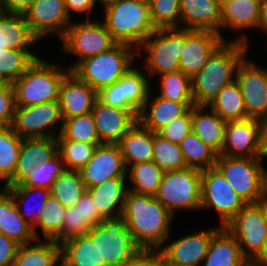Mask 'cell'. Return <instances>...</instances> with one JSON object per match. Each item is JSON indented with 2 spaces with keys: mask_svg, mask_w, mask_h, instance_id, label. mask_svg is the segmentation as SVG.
<instances>
[{
  "mask_svg": "<svg viewBox=\"0 0 267 266\" xmlns=\"http://www.w3.org/2000/svg\"><path fill=\"white\" fill-rule=\"evenodd\" d=\"M122 216L135 243L144 250H158L167 243L174 215L154 196L128 191Z\"/></svg>",
  "mask_w": 267,
  "mask_h": 266,
  "instance_id": "obj_1",
  "label": "cell"
},
{
  "mask_svg": "<svg viewBox=\"0 0 267 266\" xmlns=\"http://www.w3.org/2000/svg\"><path fill=\"white\" fill-rule=\"evenodd\" d=\"M248 40L242 32L241 36L224 41L191 77L194 105L209 106L224 86L235 81L237 68L248 55Z\"/></svg>",
  "mask_w": 267,
  "mask_h": 266,
  "instance_id": "obj_2",
  "label": "cell"
},
{
  "mask_svg": "<svg viewBox=\"0 0 267 266\" xmlns=\"http://www.w3.org/2000/svg\"><path fill=\"white\" fill-rule=\"evenodd\" d=\"M103 12V22L117 44H126L138 50L156 30L148 5L133 0H118Z\"/></svg>",
  "mask_w": 267,
  "mask_h": 266,
  "instance_id": "obj_3",
  "label": "cell"
},
{
  "mask_svg": "<svg viewBox=\"0 0 267 266\" xmlns=\"http://www.w3.org/2000/svg\"><path fill=\"white\" fill-rule=\"evenodd\" d=\"M61 65L44 59L34 63L12 86L16 106H34L43 102L58 101L59 88L64 77L70 72Z\"/></svg>",
  "mask_w": 267,
  "mask_h": 266,
  "instance_id": "obj_4",
  "label": "cell"
},
{
  "mask_svg": "<svg viewBox=\"0 0 267 266\" xmlns=\"http://www.w3.org/2000/svg\"><path fill=\"white\" fill-rule=\"evenodd\" d=\"M135 56H138L135 48L116 44L109 51L82 60L71 72L95 91H99L116 82L132 68Z\"/></svg>",
  "mask_w": 267,
  "mask_h": 266,
  "instance_id": "obj_5",
  "label": "cell"
},
{
  "mask_svg": "<svg viewBox=\"0 0 267 266\" xmlns=\"http://www.w3.org/2000/svg\"><path fill=\"white\" fill-rule=\"evenodd\" d=\"M183 46H186V28L156 29L137 50L138 58L141 52L147 53L141 67L149 78L178 71Z\"/></svg>",
  "mask_w": 267,
  "mask_h": 266,
  "instance_id": "obj_6",
  "label": "cell"
},
{
  "mask_svg": "<svg viewBox=\"0 0 267 266\" xmlns=\"http://www.w3.org/2000/svg\"><path fill=\"white\" fill-rule=\"evenodd\" d=\"M266 157L240 158L218 155L215 167L235 192L248 203H259L267 188Z\"/></svg>",
  "mask_w": 267,
  "mask_h": 266,
  "instance_id": "obj_7",
  "label": "cell"
},
{
  "mask_svg": "<svg viewBox=\"0 0 267 266\" xmlns=\"http://www.w3.org/2000/svg\"><path fill=\"white\" fill-rule=\"evenodd\" d=\"M87 234L97 243L98 263L105 266H123L141 250L122 215L105 218Z\"/></svg>",
  "mask_w": 267,
  "mask_h": 266,
  "instance_id": "obj_8",
  "label": "cell"
},
{
  "mask_svg": "<svg viewBox=\"0 0 267 266\" xmlns=\"http://www.w3.org/2000/svg\"><path fill=\"white\" fill-rule=\"evenodd\" d=\"M201 172L189 167L165 172L154 198L174 216L181 209L200 210Z\"/></svg>",
  "mask_w": 267,
  "mask_h": 266,
  "instance_id": "obj_9",
  "label": "cell"
},
{
  "mask_svg": "<svg viewBox=\"0 0 267 266\" xmlns=\"http://www.w3.org/2000/svg\"><path fill=\"white\" fill-rule=\"evenodd\" d=\"M89 17L90 15L86 21L80 23L72 22L60 39L62 50L66 54L78 57L71 66L67 67L70 71L82 60L109 51L117 44L102 20L92 21Z\"/></svg>",
  "mask_w": 267,
  "mask_h": 266,
  "instance_id": "obj_10",
  "label": "cell"
},
{
  "mask_svg": "<svg viewBox=\"0 0 267 266\" xmlns=\"http://www.w3.org/2000/svg\"><path fill=\"white\" fill-rule=\"evenodd\" d=\"M62 124L59 101H50L34 106H16L11 127L22 139L56 138ZM58 125H61L60 130H56Z\"/></svg>",
  "mask_w": 267,
  "mask_h": 266,
  "instance_id": "obj_11",
  "label": "cell"
},
{
  "mask_svg": "<svg viewBox=\"0 0 267 266\" xmlns=\"http://www.w3.org/2000/svg\"><path fill=\"white\" fill-rule=\"evenodd\" d=\"M225 228L236 238L243 255L251 261L267 239V213L263 204H246Z\"/></svg>",
  "mask_w": 267,
  "mask_h": 266,
  "instance_id": "obj_12",
  "label": "cell"
},
{
  "mask_svg": "<svg viewBox=\"0 0 267 266\" xmlns=\"http://www.w3.org/2000/svg\"><path fill=\"white\" fill-rule=\"evenodd\" d=\"M246 204L216 167L201 172L200 209H216L219 226L225 227Z\"/></svg>",
  "mask_w": 267,
  "mask_h": 266,
  "instance_id": "obj_13",
  "label": "cell"
},
{
  "mask_svg": "<svg viewBox=\"0 0 267 266\" xmlns=\"http://www.w3.org/2000/svg\"><path fill=\"white\" fill-rule=\"evenodd\" d=\"M220 155L240 158L266 157V124L248 118L227 121Z\"/></svg>",
  "mask_w": 267,
  "mask_h": 266,
  "instance_id": "obj_14",
  "label": "cell"
},
{
  "mask_svg": "<svg viewBox=\"0 0 267 266\" xmlns=\"http://www.w3.org/2000/svg\"><path fill=\"white\" fill-rule=\"evenodd\" d=\"M245 57L236 71L248 119L267 124V68Z\"/></svg>",
  "mask_w": 267,
  "mask_h": 266,
  "instance_id": "obj_15",
  "label": "cell"
},
{
  "mask_svg": "<svg viewBox=\"0 0 267 266\" xmlns=\"http://www.w3.org/2000/svg\"><path fill=\"white\" fill-rule=\"evenodd\" d=\"M221 226L192 232L189 235L172 240L158 250L166 266H200L208 253L214 234Z\"/></svg>",
  "mask_w": 267,
  "mask_h": 266,
  "instance_id": "obj_16",
  "label": "cell"
},
{
  "mask_svg": "<svg viewBox=\"0 0 267 266\" xmlns=\"http://www.w3.org/2000/svg\"><path fill=\"white\" fill-rule=\"evenodd\" d=\"M23 15L39 40L55 33L61 39L72 23L64 0H34Z\"/></svg>",
  "mask_w": 267,
  "mask_h": 266,
  "instance_id": "obj_17",
  "label": "cell"
},
{
  "mask_svg": "<svg viewBox=\"0 0 267 266\" xmlns=\"http://www.w3.org/2000/svg\"><path fill=\"white\" fill-rule=\"evenodd\" d=\"M79 172L86 189L110 178L127 177V168L118 144L109 143L98 145L88 164Z\"/></svg>",
  "mask_w": 267,
  "mask_h": 266,
  "instance_id": "obj_18",
  "label": "cell"
},
{
  "mask_svg": "<svg viewBox=\"0 0 267 266\" xmlns=\"http://www.w3.org/2000/svg\"><path fill=\"white\" fill-rule=\"evenodd\" d=\"M224 41L220 34L212 31L186 29V46L179 59V69L189 77L194 76Z\"/></svg>",
  "mask_w": 267,
  "mask_h": 266,
  "instance_id": "obj_19",
  "label": "cell"
},
{
  "mask_svg": "<svg viewBox=\"0 0 267 266\" xmlns=\"http://www.w3.org/2000/svg\"><path fill=\"white\" fill-rule=\"evenodd\" d=\"M91 113L101 143L117 144L138 122V115L133 110L108 106L98 99Z\"/></svg>",
  "mask_w": 267,
  "mask_h": 266,
  "instance_id": "obj_20",
  "label": "cell"
},
{
  "mask_svg": "<svg viewBox=\"0 0 267 266\" xmlns=\"http://www.w3.org/2000/svg\"><path fill=\"white\" fill-rule=\"evenodd\" d=\"M58 155L56 138L23 139L14 175L3 187H17L23 185L30 178V168L40 162H49Z\"/></svg>",
  "mask_w": 267,
  "mask_h": 266,
  "instance_id": "obj_21",
  "label": "cell"
},
{
  "mask_svg": "<svg viewBox=\"0 0 267 266\" xmlns=\"http://www.w3.org/2000/svg\"><path fill=\"white\" fill-rule=\"evenodd\" d=\"M97 100V91L69 72L59 88V105L63 119L91 113Z\"/></svg>",
  "mask_w": 267,
  "mask_h": 266,
  "instance_id": "obj_22",
  "label": "cell"
},
{
  "mask_svg": "<svg viewBox=\"0 0 267 266\" xmlns=\"http://www.w3.org/2000/svg\"><path fill=\"white\" fill-rule=\"evenodd\" d=\"M179 4L181 28L212 31L227 41L221 33L220 0H179Z\"/></svg>",
  "mask_w": 267,
  "mask_h": 266,
  "instance_id": "obj_23",
  "label": "cell"
},
{
  "mask_svg": "<svg viewBox=\"0 0 267 266\" xmlns=\"http://www.w3.org/2000/svg\"><path fill=\"white\" fill-rule=\"evenodd\" d=\"M0 233L20 246L35 242L33 227L19 213V209L6 188L0 191Z\"/></svg>",
  "mask_w": 267,
  "mask_h": 266,
  "instance_id": "obj_24",
  "label": "cell"
},
{
  "mask_svg": "<svg viewBox=\"0 0 267 266\" xmlns=\"http://www.w3.org/2000/svg\"><path fill=\"white\" fill-rule=\"evenodd\" d=\"M151 95L150 92L147 101L139 113L138 121L155 133L194 106V102H174L158 95L152 99Z\"/></svg>",
  "mask_w": 267,
  "mask_h": 266,
  "instance_id": "obj_25",
  "label": "cell"
},
{
  "mask_svg": "<svg viewBox=\"0 0 267 266\" xmlns=\"http://www.w3.org/2000/svg\"><path fill=\"white\" fill-rule=\"evenodd\" d=\"M126 180H128L127 177L110 178L102 184L87 189L94 199L98 212L104 219L122 215L129 191Z\"/></svg>",
  "mask_w": 267,
  "mask_h": 266,
  "instance_id": "obj_26",
  "label": "cell"
},
{
  "mask_svg": "<svg viewBox=\"0 0 267 266\" xmlns=\"http://www.w3.org/2000/svg\"><path fill=\"white\" fill-rule=\"evenodd\" d=\"M249 263L236 238L221 227L214 234L201 266H247Z\"/></svg>",
  "mask_w": 267,
  "mask_h": 266,
  "instance_id": "obj_27",
  "label": "cell"
},
{
  "mask_svg": "<svg viewBox=\"0 0 267 266\" xmlns=\"http://www.w3.org/2000/svg\"><path fill=\"white\" fill-rule=\"evenodd\" d=\"M226 124L227 122L208 106H192V131L218 155L223 150Z\"/></svg>",
  "mask_w": 267,
  "mask_h": 266,
  "instance_id": "obj_28",
  "label": "cell"
},
{
  "mask_svg": "<svg viewBox=\"0 0 267 266\" xmlns=\"http://www.w3.org/2000/svg\"><path fill=\"white\" fill-rule=\"evenodd\" d=\"M262 0H221V29L258 28Z\"/></svg>",
  "mask_w": 267,
  "mask_h": 266,
  "instance_id": "obj_29",
  "label": "cell"
},
{
  "mask_svg": "<svg viewBox=\"0 0 267 266\" xmlns=\"http://www.w3.org/2000/svg\"><path fill=\"white\" fill-rule=\"evenodd\" d=\"M126 168L153 160V131L139 121L117 143Z\"/></svg>",
  "mask_w": 267,
  "mask_h": 266,
  "instance_id": "obj_30",
  "label": "cell"
},
{
  "mask_svg": "<svg viewBox=\"0 0 267 266\" xmlns=\"http://www.w3.org/2000/svg\"><path fill=\"white\" fill-rule=\"evenodd\" d=\"M38 41L39 39L32 33L23 14L2 12L0 15V53L7 48L30 50L29 48Z\"/></svg>",
  "mask_w": 267,
  "mask_h": 266,
  "instance_id": "obj_31",
  "label": "cell"
},
{
  "mask_svg": "<svg viewBox=\"0 0 267 266\" xmlns=\"http://www.w3.org/2000/svg\"><path fill=\"white\" fill-rule=\"evenodd\" d=\"M59 245L61 266H105L98 263L97 243L88 234L63 240Z\"/></svg>",
  "mask_w": 267,
  "mask_h": 266,
  "instance_id": "obj_32",
  "label": "cell"
},
{
  "mask_svg": "<svg viewBox=\"0 0 267 266\" xmlns=\"http://www.w3.org/2000/svg\"><path fill=\"white\" fill-rule=\"evenodd\" d=\"M42 241L19 246L12 266H61L59 243Z\"/></svg>",
  "mask_w": 267,
  "mask_h": 266,
  "instance_id": "obj_33",
  "label": "cell"
},
{
  "mask_svg": "<svg viewBox=\"0 0 267 266\" xmlns=\"http://www.w3.org/2000/svg\"><path fill=\"white\" fill-rule=\"evenodd\" d=\"M208 107L226 122L247 119L243 95L236 80L224 86Z\"/></svg>",
  "mask_w": 267,
  "mask_h": 266,
  "instance_id": "obj_34",
  "label": "cell"
},
{
  "mask_svg": "<svg viewBox=\"0 0 267 266\" xmlns=\"http://www.w3.org/2000/svg\"><path fill=\"white\" fill-rule=\"evenodd\" d=\"M66 212L64 207L55 196L50 194L45 202L43 213L38 223L33 227V232L37 240H41L37 228L41 230L44 240H53L57 243L62 241V228Z\"/></svg>",
  "mask_w": 267,
  "mask_h": 266,
  "instance_id": "obj_35",
  "label": "cell"
},
{
  "mask_svg": "<svg viewBox=\"0 0 267 266\" xmlns=\"http://www.w3.org/2000/svg\"><path fill=\"white\" fill-rule=\"evenodd\" d=\"M179 146L187 167L200 171L215 167L218 154L193 131L183 138Z\"/></svg>",
  "mask_w": 267,
  "mask_h": 266,
  "instance_id": "obj_36",
  "label": "cell"
},
{
  "mask_svg": "<svg viewBox=\"0 0 267 266\" xmlns=\"http://www.w3.org/2000/svg\"><path fill=\"white\" fill-rule=\"evenodd\" d=\"M149 79L147 73L133 66L117 80L122 86L123 97L138 113L142 110L151 91Z\"/></svg>",
  "mask_w": 267,
  "mask_h": 266,
  "instance_id": "obj_37",
  "label": "cell"
},
{
  "mask_svg": "<svg viewBox=\"0 0 267 266\" xmlns=\"http://www.w3.org/2000/svg\"><path fill=\"white\" fill-rule=\"evenodd\" d=\"M164 171L152 160L145 163L131 165L127 169V179L132 182L133 191L139 194L154 196L164 176Z\"/></svg>",
  "mask_w": 267,
  "mask_h": 266,
  "instance_id": "obj_38",
  "label": "cell"
},
{
  "mask_svg": "<svg viewBox=\"0 0 267 266\" xmlns=\"http://www.w3.org/2000/svg\"><path fill=\"white\" fill-rule=\"evenodd\" d=\"M38 59L40 57L31 50L3 49L0 53V81L13 84Z\"/></svg>",
  "mask_w": 267,
  "mask_h": 266,
  "instance_id": "obj_39",
  "label": "cell"
},
{
  "mask_svg": "<svg viewBox=\"0 0 267 266\" xmlns=\"http://www.w3.org/2000/svg\"><path fill=\"white\" fill-rule=\"evenodd\" d=\"M22 138L11 126L0 127V180L6 183L13 175L22 144Z\"/></svg>",
  "mask_w": 267,
  "mask_h": 266,
  "instance_id": "obj_40",
  "label": "cell"
},
{
  "mask_svg": "<svg viewBox=\"0 0 267 266\" xmlns=\"http://www.w3.org/2000/svg\"><path fill=\"white\" fill-rule=\"evenodd\" d=\"M51 194L64 207H72L87 191L79 171L65 170L53 183Z\"/></svg>",
  "mask_w": 267,
  "mask_h": 266,
  "instance_id": "obj_41",
  "label": "cell"
},
{
  "mask_svg": "<svg viewBox=\"0 0 267 266\" xmlns=\"http://www.w3.org/2000/svg\"><path fill=\"white\" fill-rule=\"evenodd\" d=\"M56 139L101 143L92 113L63 119L60 135Z\"/></svg>",
  "mask_w": 267,
  "mask_h": 266,
  "instance_id": "obj_42",
  "label": "cell"
},
{
  "mask_svg": "<svg viewBox=\"0 0 267 266\" xmlns=\"http://www.w3.org/2000/svg\"><path fill=\"white\" fill-rule=\"evenodd\" d=\"M4 188H6L10 192L13 200L15 201L19 209V213L23 217V219L32 227H34L40 220V217L43 213L45 202L50 196L51 190L46 188H35L27 186L4 187ZM34 194L36 195L38 194V196L41 195L39 203L36 206L34 205V207L31 208V210L30 209L27 210L26 208V211L24 212L22 210L23 204L25 205L27 201H30L29 200L30 197L32 198Z\"/></svg>",
  "mask_w": 267,
  "mask_h": 266,
  "instance_id": "obj_43",
  "label": "cell"
},
{
  "mask_svg": "<svg viewBox=\"0 0 267 266\" xmlns=\"http://www.w3.org/2000/svg\"><path fill=\"white\" fill-rule=\"evenodd\" d=\"M58 154L61 156L66 170L80 171L92 158L95 149L102 143L76 142L73 140H57Z\"/></svg>",
  "mask_w": 267,
  "mask_h": 266,
  "instance_id": "obj_44",
  "label": "cell"
},
{
  "mask_svg": "<svg viewBox=\"0 0 267 266\" xmlns=\"http://www.w3.org/2000/svg\"><path fill=\"white\" fill-rule=\"evenodd\" d=\"M159 76L161 80L158 96L174 102H194L191 77L181 70Z\"/></svg>",
  "mask_w": 267,
  "mask_h": 266,
  "instance_id": "obj_45",
  "label": "cell"
},
{
  "mask_svg": "<svg viewBox=\"0 0 267 266\" xmlns=\"http://www.w3.org/2000/svg\"><path fill=\"white\" fill-rule=\"evenodd\" d=\"M153 161L164 171L187 168L179 144L163 139L153 132Z\"/></svg>",
  "mask_w": 267,
  "mask_h": 266,
  "instance_id": "obj_46",
  "label": "cell"
},
{
  "mask_svg": "<svg viewBox=\"0 0 267 266\" xmlns=\"http://www.w3.org/2000/svg\"><path fill=\"white\" fill-rule=\"evenodd\" d=\"M149 10L155 29L181 28L179 0H152Z\"/></svg>",
  "mask_w": 267,
  "mask_h": 266,
  "instance_id": "obj_47",
  "label": "cell"
},
{
  "mask_svg": "<svg viewBox=\"0 0 267 266\" xmlns=\"http://www.w3.org/2000/svg\"><path fill=\"white\" fill-rule=\"evenodd\" d=\"M66 170L61 156L58 154L49 162H40L30 168V178L20 186L51 189L55 180Z\"/></svg>",
  "mask_w": 267,
  "mask_h": 266,
  "instance_id": "obj_48",
  "label": "cell"
},
{
  "mask_svg": "<svg viewBox=\"0 0 267 266\" xmlns=\"http://www.w3.org/2000/svg\"><path fill=\"white\" fill-rule=\"evenodd\" d=\"M73 206L78 208L80 214V235L87 234L92 227L104 220L88 191Z\"/></svg>",
  "mask_w": 267,
  "mask_h": 266,
  "instance_id": "obj_49",
  "label": "cell"
},
{
  "mask_svg": "<svg viewBox=\"0 0 267 266\" xmlns=\"http://www.w3.org/2000/svg\"><path fill=\"white\" fill-rule=\"evenodd\" d=\"M190 132H192V107L162 127L157 134L165 140L179 144Z\"/></svg>",
  "mask_w": 267,
  "mask_h": 266,
  "instance_id": "obj_50",
  "label": "cell"
},
{
  "mask_svg": "<svg viewBox=\"0 0 267 266\" xmlns=\"http://www.w3.org/2000/svg\"><path fill=\"white\" fill-rule=\"evenodd\" d=\"M97 99L108 106L133 110L139 116V113L123 97L122 86L117 81L97 91Z\"/></svg>",
  "mask_w": 267,
  "mask_h": 266,
  "instance_id": "obj_51",
  "label": "cell"
},
{
  "mask_svg": "<svg viewBox=\"0 0 267 266\" xmlns=\"http://www.w3.org/2000/svg\"><path fill=\"white\" fill-rule=\"evenodd\" d=\"M15 93L12 84L0 86V127L11 126L15 113Z\"/></svg>",
  "mask_w": 267,
  "mask_h": 266,
  "instance_id": "obj_52",
  "label": "cell"
},
{
  "mask_svg": "<svg viewBox=\"0 0 267 266\" xmlns=\"http://www.w3.org/2000/svg\"><path fill=\"white\" fill-rule=\"evenodd\" d=\"M74 236H80V214L78 208L72 206L66 208L62 228V241Z\"/></svg>",
  "mask_w": 267,
  "mask_h": 266,
  "instance_id": "obj_53",
  "label": "cell"
},
{
  "mask_svg": "<svg viewBox=\"0 0 267 266\" xmlns=\"http://www.w3.org/2000/svg\"><path fill=\"white\" fill-rule=\"evenodd\" d=\"M163 260L159 250L141 249L123 266H162Z\"/></svg>",
  "mask_w": 267,
  "mask_h": 266,
  "instance_id": "obj_54",
  "label": "cell"
},
{
  "mask_svg": "<svg viewBox=\"0 0 267 266\" xmlns=\"http://www.w3.org/2000/svg\"><path fill=\"white\" fill-rule=\"evenodd\" d=\"M19 244L0 233V266H12Z\"/></svg>",
  "mask_w": 267,
  "mask_h": 266,
  "instance_id": "obj_55",
  "label": "cell"
},
{
  "mask_svg": "<svg viewBox=\"0 0 267 266\" xmlns=\"http://www.w3.org/2000/svg\"><path fill=\"white\" fill-rule=\"evenodd\" d=\"M68 15L71 18V13L91 14V11L96 5V0H64Z\"/></svg>",
  "mask_w": 267,
  "mask_h": 266,
  "instance_id": "obj_56",
  "label": "cell"
},
{
  "mask_svg": "<svg viewBox=\"0 0 267 266\" xmlns=\"http://www.w3.org/2000/svg\"><path fill=\"white\" fill-rule=\"evenodd\" d=\"M34 0H0L3 12L24 14Z\"/></svg>",
  "mask_w": 267,
  "mask_h": 266,
  "instance_id": "obj_57",
  "label": "cell"
},
{
  "mask_svg": "<svg viewBox=\"0 0 267 266\" xmlns=\"http://www.w3.org/2000/svg\"><path fill=\"white\" fill-rule=\"evenodd\" d=\"M250 264L253 266H267V239L258 254L250 261Z\"/></svg>",
  "mask_w": 267,
  "mask_h": 266,
  "instance_id": "obj_58",
  "label": "cell"
},
{
  "mask_svg": "<svg viewBox=\"0 0 267 266\" xmlns=\"http://www.w3.org/2000/svg\"><path fill=\"white\" fill-rule=\"evenodd\" d=\"M258 28L267 33V0H262Z\"/></svg>",
  "mask_w": 267,
  "mask_h": 266,
  "instance_id": "obj_59",
  "label": "cell"
},
{
  "mask_svg": "<svg viewBox=\"0 0 267 266\" xmlns=\"http://www.w3.org/2000/svg\"><path fill=\"white\" fill-rule=\"evenodd\" d=\"M118 0H96V3L100 2L102 4V6L104 7L103 10H105L106 8H108L109 6L114 5Z\"/></svg>",
  "mask_w": 267,
  "mask_h": 266,
  "instance_id": "obj_60",
  "label": "cell"
},
{
  "mask_svg": "<svg viewBox=\"0 0 267 266\" xmlns=\"http://www.w3.org/2000/svg\"><path fill=\"white\" fill-rule=\"evenodd\" d=\"M260 202L263 204V206L266 210V213H267V188H266L264 196Z\"/></svg>",
  "mask_w": 267,
  "mask_h": 266,
  "instance_id": "obj_61",
  "label": "cell"
},
{
  "mask_svg": "<svg viewBox=\"0 0 267 266\" xmlns=\"http://www.w3.org/2000/svg\"><path fill=\"white\" fill-rule=\"evenodd\" d=\"M133 1L150 6L152 0H133Z\"/></svg>",
  "mask_w": 267,
  "mask_h": 266,
  "instance_id": "obj_62",
  "label": "cell"
},
{
  "mask_svg": "<svg viewBox=\"0 0 267 266\" xmlns=\"http://www.w3.org/2000/svg\"><path fill=\"white\" fill-rule=\"evenodd\" d=\"M266 158H267V124H266Z\"/></svg>",
  "mask_w": 267,
  "mask_h": 266,
  "instance_id": "obj_63",
  "label": "cell"
},
{
  "mask_svg": "<svg viewBox=\"0 0 267 266\" xmlns=\"http://www.w3.org/2000/svg\"><path fill=\"white\" fill-rule=\"evenodd\" d=\"M3 9H2V5L0 4V15L2 14Z\"/></svg>",
  "mask_w": 267,
  "mask_h": 266,
  "instance_id": "obj_64",
  "label": "cell"
}]
</instances>
